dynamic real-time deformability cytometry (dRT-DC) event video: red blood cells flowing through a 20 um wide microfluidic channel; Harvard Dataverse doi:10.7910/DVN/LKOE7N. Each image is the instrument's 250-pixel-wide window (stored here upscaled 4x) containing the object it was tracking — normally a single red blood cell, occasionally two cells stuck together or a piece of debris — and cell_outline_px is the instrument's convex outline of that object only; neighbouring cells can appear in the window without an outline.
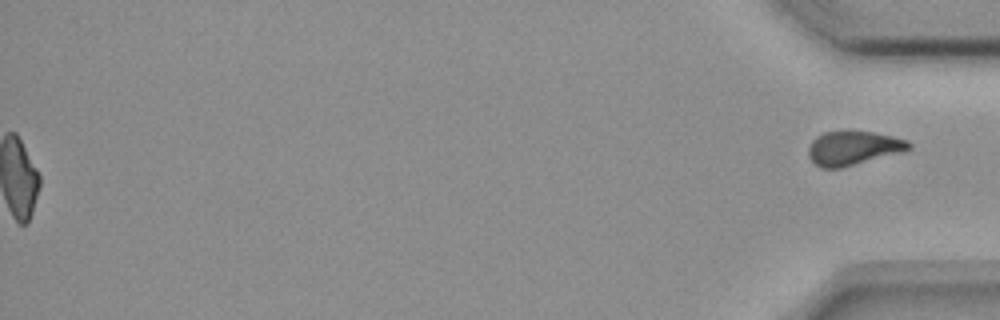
{"species": "common noctule bat (a hibernating species)", "species_latin": "Nyctalus noctula", "temperature_condition": "room temperature", "stored_images_in_passage": 51, "segment_of_instrument_passage": [2, 2], "camera_frame_rate_fps": 3000, "um_per_image_px": 0.085, "animal": {"sex": "female", "body_mass_g": 18.4}, "frame": {"image": 1, "passage_image": 51, "time_ms": 16.667, "image_size_px": [1000, 320], "cell_outline_px": [[912, 148], [904, 152], [840, 168], [820, 168], [808, 156], [808, 148], [812, 140], [816, 136], [824, 132], [848, 128], [872, 132], [892, 136], [908, 140], [912, 144]], "centroid_in_image_um": [72.53, 12.55], "position_along_channel_um": 362.7, "area_um2": 20.58}}